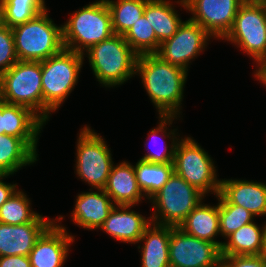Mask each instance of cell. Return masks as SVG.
I'll return each instance as SVG.
<instances>
[{
  "mask_svg": "<svg viewBox=\"0 0 266 267\" xmlns=\"http://www.w3.org/2000/svg\"><path fill=\"white\" fill-rule=\"evenodd\" d=\"M135 73L141 74L142 83L159 109V115L176 116L181 106L187 71L153 53L138 55Z\"/></svg>",
  "mask_w": 266,
  "mask_h": 267,
  "instance_id": "obj_1",
  "label": "cell"
},
{
  "mask_svg": "<svg viewBox=\"0 0 266 267\" xmlns=\"http://www.w3.org/2000/svg\"><path fill=\"white\" fill-rule=\"evenodd\" d=\"M11 30L19 61L42 62L64 49L62 25L56 26L47 10Z\"/></svg>",
  "mask_w": 266,
  "mask_h": 267,
  "instance_id": "obj_2",
  "label": "cell"
},
{
  "mask_svg": "<svg viewBox=\"0 0 266 267\" xmlns=\"http://www.w3.org/2000/svg\"><path fill=\"white\" fill-rule=\"evenodd\" d=\"M86 53L96 79L104 86L123 84L136 74L138 54L123 35L113 34L90 47Z\"/></svg>",
  "mask_w": 266,
  "mask_h": 267,
  "instance_id": "obj_3",
  "label": "cell"
},
{
  "mask_svg": "<svg viewBox=\"0 0 266 267\" xmlns=\"http://www.w3.org/2000/svg\"><path fill=\"white\" fill-rule=\"evenodd\" d=\"M83 54L63 49L42 61L43 122L61 106L78 81Z\"/></svg>",
  "mask_w": 266,
  "mask_h": 267,
  "instance_id": "obj_4",
  "label": "cell"
},
{
  "mask_svg": "<svg viewBox=\"0 0 266 267\" xmlns=\"http://www.w3.org/2000/svg\"><path fill=\"white\" fill-rule=\"evenodd\" d=\"M62 32L64 48L83 55L90 47L110 38L114 32L106 1L100 0L76 11L62 25Z\"/></svg>",
  "mask_w": 266,
  "mask_h": 267,
  "instance_id": "obj_5",
  "label": "cell"
},
{
  "mask_svg": "<svg viewBox=\"0 0 266 267\" xmlns=\"http://www.w3.org/2000/svg\"><path fill=\"white\" fill-rule=\"evenodd\" d=\"M41 74L42 62L18 60L0 75V100L29 108L43 121Z\"/></svg>",
  "mask_w": 266,
  "mask_h": 267,
  "instance_id": "obj_6",
  "label": "cell"
},
{
  "mask_svg": "<svg viewBox=\"0 0 266 267\" xmlns=\"http://www.w3.org/2000/svg\"><path fill=\"white\" fill-rule=\"evenodd\" d=\"M203 197L202 192L173 173L166 184L150 198L154 204L153 210L156 208L158 212H154L150 220L159 225L179 227Z\"/></svg>",
  "mask_w": 266,
  "mask_h": 267,
  "instance_id": "obj_7",
  "label": "cell"
},
{
  "mask_svg": "<svg viewBox=\"0 0 266 267\" xmlns=\"http://www.w3.org/2000/svg\"><path fill=\"white\" fill-rule=\"evenodd\" d=\"M174 152V173L183 178L203 194L213 191L217 196L221 181L210 156L192 138L181 139ZM209 191V192H208Z\"/></svg>",
  "mask_w": 266,
  "mask_h": 267,
  "instance_id": "obj_8",
  "label": "cell"
},
{
  "mask_svg": "<svg viewBox=\"0 0 266 267\" xmlns=\"http://www.w3.org/2000/svg\"><path fill=\"white\" fill-rule=\"evenodd\" d=\"M242 48L258 62L266 64V8L265 5L242 4L231 30L224 37Z\"/></svg>",
  "mask_w": 266,
  "mask_h": 267,
  "instance_id": "obj_9",
  "label": "cell"
},
{
  "mask_svg": "<svg viewBox=\"0 0 266 267\" xmlns=\"http://www.w3.org/2000/svg\"><path fill=\"white\" fill-rule=\"evenodd\" d=\"M77 175L95 189H104L113 165L110 149L88 126L81 129L77 144Z\"/></svg>",
  "mask_w": 266,
  "mask_h": 267,
  "instance_id": "obj_10",
  "label": "cell"
},
{
  "mask_svg": "<svg viewBox=\"0 0 266 267\" xmlns=\"http://www.w3.org/2000/svg\"><path fill=\"white\" fill-rule=\"evenodd\" d=\"M169 261L170 267H219L221 249L215 243L193 237L171 226Z\"/></svg>",
  "mask_w": 266,
  "mask_h": 267,
  "instance_id": "obj_11",
  "label": "cell"
},
{
  "mask_svg": "<svg viewBox=\"0 0 266 267\" xmlns=\"http://www.w3.org/2000/svg\"><path fill=\"white\" fill-rule=\"evenodd\" d=\"M193 13L191 20L211 36L223 38L231 30L242 0H180Z\"/></svg>",
  "mask_w": 266,
  "mask_h": 267,
  "instance_id": "obj_12",
  "label": "cell"
},
{
  "mask_svg": "<svg viewBox=\"0 0 266 267\" xmlns=\"http://www.w3.org/2000/svg\"><path fill=\"white\" fill-rule=\"evenodd\" d=\"M209 36L212 37L199 24L187 20L178 27L172 38L160 44L155 54L163 61L188 71L189 61L205 48Z\"/></svg>",
  "mask_w": 266,
  "mask_h": 267,
  "instance_id": "obj_13",
  "label": "cell"
},
{
  "mask_svg": "<svg viewBox=\"0 0 266 267\" xmlns=\"http://www.w3.org/2000/svg\"><path fill=\"white\" fill-rule=\"evenodd\" d=\"M53 223L41 215L32 222L19 225L0 223V257L29 256L37 240Z\"/></svg>",
  "mask_w": 266,
  "mask_h": 267,
  "instance_id": "obj_14",
  "label": "cell"
},
{
  "mask_svg": "<svg viewBox=\"0 0 266 267\" xmlns=\"http://www.w3.org/2000/svg\"><path fill=\"white\" fill-rule=\"evenodd\" d=\"M73 239L64 227L54 222L29 253L31 267H62Z\"/></svg>",
  "mask_w": 266,
  "mask_h": 267,
  "instance_id": "obj_15",
  "label": "cell"
},
{
  "mask_svg": "<svg viewBox=\"0 0 266 267\" xmlns=\"http://www.w3.org/2000/svg\"><path fill=\"white\" fill-rule=\"evenodd\" d=\"M44 122L29 108L0 100V135L23 139L35 152L40 129Z\"/></svg>",
  "mask_w": 266,
  "mask_h": 267,
  "instance_id": "obj_16",
  "label": "cell"
},
{
  "mask_svg": "<svg viewBox=\"0 0 266 267\" xmlns=\"http://www.w3.org/2000/svg\"><path fill=\"white\" fill-rule=\"evenodd\" d=\"M219 193L230 203L253 216L266 215V184L246 180H220Z\"/></svg>",
  "mask_w": 266,
  "mask_h": 267,
  "instance_id": "obj_17",
  "label": "cell"
},
{
  "mask_svg": "<svg viewBox=\"0 0 266 267\" xmlns=\"http://www.w3.org/2000/svg\"><path fill=\"white\" fill-rule=\"evenodd\" d=\"M130 207L132 206L115 205L100 227L101 230L117 240L138 243L151 221L133 210L129 211Z\"/></svg>",
  "mask_w": 266,
  "mask_h": 267,
  "instance_id": "obj_18",
  "label": "cell"
},
{
  "mask_svg": "<svg viewBox=\"0 0 266 267\" xmlns=\"http://www.w3.org/2000/svg\"><path fill=\"white\" fill-rule=\"evenodd\" d=\"M98 191L79 194L72 212L73 221L89 230L100 229L115 206L104 189Z\"/></svg>",
  "mask_w": 266,
  "mask_h": 267,
  "instance_id": "obj_19",
  "label": "cell"
},
{
  "mask_svg": "<svg viewBox=\"0 0 266 267\" xmlns=\"http://www.w3.org/2000/svg\"><path fill=\"white\" fill-rule=\"evenodd\" d=\"M104 191L119 206H134L144 195L137 184L134 166L128 162L112 165Z\"/></svg>",
  "mask_w": 266,
  "mask_h": 267,
  "instance_id": "obj_20",
  "label": "cell"
},
{
  "mask_svg": "<svg viewBox=\"0 0 266 267\" xmlns=\"http://www.w3.org/2000/svg\"><path fill=\"white\" fill-rule=\"evenodd\" d=\"M170 235L171 226L167 225L151 223L145 229L144 234L139 239V241L145 242L141 251L142 267H170Z\"/></svg>",
  "mask_w": 266,
  "mask_h": 267,
  "instance_id": "obj_21",
  "label": "cell"
},
{
  "mask_svg": "<svg viewBox=\"0 0 266 267\" xmlns=\"http://www.w3.org/2000/svg\"><path fill=\"white\" fill-rule=\"evenodd\" d=\"M200 202L179 225L184 233L215 243L220 249L222 242L214 237L220 234L219 203L217 206L203 205Z\"/></svg>",
  "mask_w": 266,
  "mask_h": 267,
  "instance_id": "obj_22",
  "label": "cell"
},
{
  "mask_svg": "<svg viewBox=\"0 0 266 267\" xmlns=\"http://www.w3.org/2000/svg\"><path fill=\"white\" fill-rule=\"evenodd\" d=\"M265 228L266 223L261 229L254 222L243 225L223 242L221 256L263 255Z\"/></svg>",
  "mask_w": 266,
  "mask_h": 267,
  "instance_id": "obj_23",
  "label": "cell"
},
{
  "mask_svg": "<svg viewBox=\"0 0 266 267\" xmlns=\"http://www.w3.org/2000/svg\"><path fill=\"white\" fill-rule=\"evenodd\" d=\"M36 153L23 139L0 135V175L14 174L21 167L34 163Z\"/></svg>",
  "mask_w": 266,
  "mask_h": 267,
  "instance_id": "obj_24",
  "label": "cell"
},
{
  "mask_svg": "<svg viewBox=\"0 0 266 267\" xmlns=\"http://www.w3.org/2000/svg\"><path fill=\"white\" fill-rule=\"evenodd\" d=\"M143 15L149 20L160 43L172 38L183 23L174 6L166 0H148Z\"/></svg>",
  "mask_w": 266,
  "mask_h": 267,
  "instance_id": "obj_25",
  "label": "cell"
},
{
  "mask_svg": "<svg viewBox=\"0 0 266 267\" xmlns=\"http://www.w3.org/2000/svg\"><path fill=\"white\" fill-rule=\"evenodd\" d=\"M134 170L141 192L150 199L172 176L174 166L173 163H149L139 160Z\"/></svg>",
  "mask_w": 266,
  "mask_h": 267,
  "instance_id": "obj_26",
  "label": "cell"
},
{
  "mask_svg": "<svg viewBox=\"0 0 266 267\" xmlns=\"http://www.w3.org/2000/svg\"><path fill=\"white\" fill-rule=\"evenodd\" d=\"M111 13L114 34L124 35L143 16L148 0H105Z\"/></svg>",
  "mask_w": 266,
  "mask_h": 267,
  "instance_id": "obj_27",
  "label": "cell"
},
{
  "mask_svg": "<svg viewBox=\"0 0 266 267\" xmlns=\"http://www.w3.org/2000/svg\"><path fill=\"white\" fill-rule=\"evenodd\" d=\"M4 25L13 28L46 10L44 0H2Z\"/></svg>",
  "mask_w": 266,
  "mask_h": 267,
  "instance_id": "obj_28",
  "label": "cell"
},
{
  "mask_svg": "<svg viewBox=\"0 0 266 267\" xmlns=\"http://www.w3.org/2000/svg\"><path fill=\"white\" fill-rule=\"evenodd\" d=\"M123 37L138 55L156 53L161 44L156 38L149 20H146L144 15L138 19Z\"/></svg>",
  "mask_w": 266,
  "mask_h": 267,
  "instance_id": "obj_29",
  "label": "cell"
},
{
  "mask_svg": "<svg viewBox=\"0 0 266 267\" xmlns=\"http://www.w3.org/2000/svg\"><path fill=\"white\" fill-rule=\"evenodd\" d=\"M39 214L30 210V202L26 195L16 191L0 207V223L9 225H19L34 221Z\"/></svg>",
  "mask_w": 266,
  "mask_h": 267,
  "instance_id": "obj_30",
  "label": "cell"
},
{
  "mask_svg": "<svg viewBox=\"0 0 266 267\" xmlns=\"http://www.w3.org/2000/svg\"><path fill=\"white\" fill-rule=\"evenodd\" d=\"M219 200V222L220 233L226 238L243 225L253 222V215L243 207L230 204L220 193Z\"/></svg>",
  "mask_w": 266,
  "mask_h": 267,
  "instance_id": "obj_31",
  "label": "cell"
},
{
  "mask_svg": "<svg viewBox=\"0 0 266 267\" xmlns=\"http://www.w3.org/2000/svg\"><path fill=\"white\" fill-rule=\"evenodd\" d=\"M161 119V122L159 124V126L155 129H152L150 131V136H152L151 138L154 139V143H156L155 137L156 135H158V133L163 132L166 133L165 129H167V127L165 126L166 124L169 123L172 124V121L174 119L175 116H159ZM173 118V119H172ZM172 137V144H171V148L168 151L167 150V146H165V150H160V152H149L148 154H145V156H143L140 160L145 161V162H149V163H173L174 160V152H175V147L177 142L175 141V139Z\"/></svg>",
  "mask_w": 266,
  "mask_h": 267,
  "instance_id": "obj_32",
  "label": "cell"
},
{
  "mask_svg": "<svg viewBox=\"0 0 266 267\" xmlns=\"http://www.w3.org/2000/svg\"><path fill=\"white\" fill-rule=\"evenodd\" d=\"M17 61L12 30L3 25L0 27V75L9 70Z\"/></svg>",
  "mask_w": 266,
  "mask_h": 267,
  "instance_id": "obj_33",
  "label": "cell"
},
{
  "mask_svg": "<svg viewBox=\"0 0 266 267\" xmlns=\"http://www.w3.org/2000/svg\"><path fill=\"white\" fill-rule=\"evenodd\" d=\"M222 267H266L264 255L221 256Z\"/></svg>",
  "mask_w": 266,
  "mask_h": 267,
  "instance_id": "obj_34",
  "label": "cell"
},
{
  "mask_svg": "<svg viewBox=\"0 0 266 267\" xmlns=\"http://www.w3.org/2000/svg\"><path fill=\"white\" fill-rule=\"evenodd\" d=\"M0 267H31L29 256H2Z\"/></svg>",
  "mask_w": 266,
  "mask_h": 267,
  "instance_id": "obj_35",
  "label": "cell"
},
{
  "mask_svg": "<svg viewBox=\"0 0 266 267\" xmlns=\"http://www.w3.org/2000/svg\"><path fill=\"white\" fill-rule=\"evenodd\" d=\"M7 176L9 175H0V207L17 191L16 184L11 185L2 182V179Z\"/></svg>",
  "mask_w": 266,
  "mask_h": 267,
  "instance_id": "obj_36",
  "label": "cell"
},
{
  "mask_svg": "<svg viewBox=\"0 0 266 267\" xmlns=\"http://www.w3.org/2000/svg\"><path fill=\"white\" fill-rule=\"evenodd\" d=\"M255 77H257L259 81L263 82L266 85V67H261L256 70Z\"/></svg>",
  "mask_w": 266,
  "mask_h": 267,
  "instance_id": "obj_37",
  "label": "cell"
},
{
  "mask_svg": "<svg viewBox=\"0 0 266 267\" xmlns=\"http://www.w3.org/2000/svg\"><path fill=\"white\" fill-rule=\"evenodd\" d=\"M242 3L264 5L266 3V0H242Z\"/></svg>",
  "mask_w": 266,
  "mask_h": 267,
  "instance_id": "obj_38",
  "label": "cell"
},
{
  "mask_svg": "<svg viewBox=\"0 0 266 267\" xmlns=\"http://www.w3.org/2000/svg\"><path fill=\"white\" fill-rule=\"evenodd\" d=\"M4 25V16H3V3L0 0V27Z\"/></svg>",
  "mask_w": 266,
  "mask_h": 267,
  "instance_id": "obj_39",
  "label": "cell"
},
{
  "mask_svg": "<svg viewBox=\"0 0 266 267\" xmlns=\"http://www.w3.org/2000/svg\"><path fill=\"white\" fill-rule=\"evenodd\" d=\"M263 255L266 257V228H265V241H264V252Z\"/></svg>",
  "mask_w": 266,
  "mask_h": 267,
  "instance_id": "obj_40",
  "label": "cell"
}]
</instances>
